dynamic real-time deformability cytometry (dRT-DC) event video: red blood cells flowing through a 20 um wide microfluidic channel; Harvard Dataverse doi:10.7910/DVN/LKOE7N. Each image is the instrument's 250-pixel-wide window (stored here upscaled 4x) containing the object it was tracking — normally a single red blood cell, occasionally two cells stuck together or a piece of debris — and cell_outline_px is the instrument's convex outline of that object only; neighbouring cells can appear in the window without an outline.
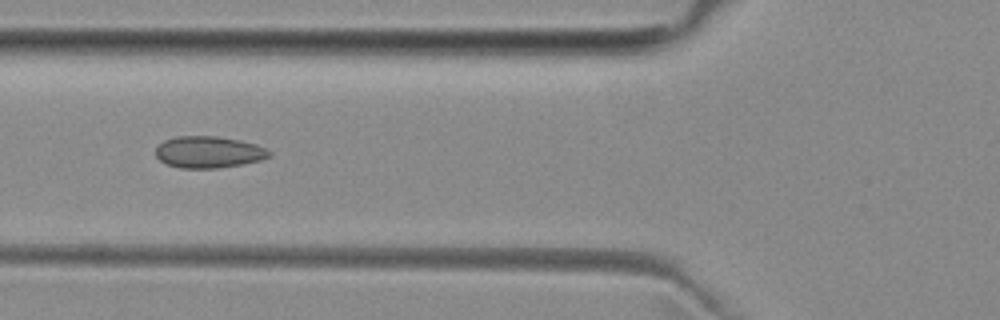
{"species": "common noctule bat (a hibernating species)", "species_latin": "Nyctalus noctula", "temperature_condition": "room temperature", "stored_images_in_passage": 8, "camera_frame_rate_fps": 3000, "um_per_image_px": 0.085, "animal": {"sex": "female", "body_mass_g": 29.2, "forearm_length_mm": 56.3}, "frame": {"image": 1, "passage_image": 6, "time_ms": 6.0, "image_size_px": [1000, 320], "cell_outline_px": [[272, 156], [260, 160], [244, 164], [216, 168], [180, 168], [168, 164], [160, 160], [156, 156], [156, 148], [164, 140], [176, 136], [216, 136], [240, 140], [256, 144], [272, 152]], "centroid_in_image_um": [17.75, 12.92], "position_along_channel_um": 108.0, "area_um2": 20.98}}
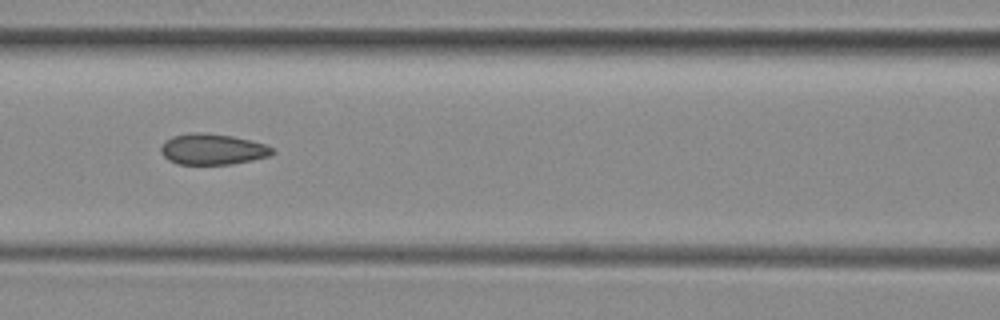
{"frame": {"image": 2, "passage_image": 7, "time_ms": 7.0, "image_size_px": [1000, 320], "cell_outline_px": [[276, 152], [268, 156], [252, 160], [232, 164], [176, 164], [168, 160], [160, 152], [160, 148], [164, 140], [172, 136], [192, 132], [204, 132], [232, 136], [264, 144], [272, 148]], "centroid_in_image_um": [18.01, 12.68], "position_along_channel_um": 148.6, "area_um2": 20.11}}
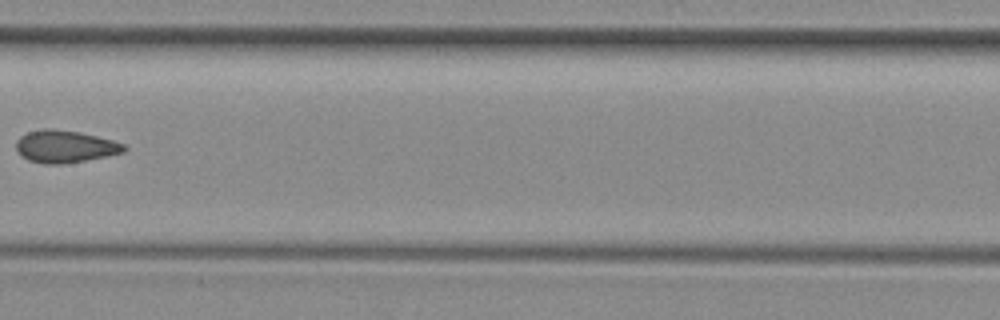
{"frame": {"image": 3, "passage_image": 8, "time_ms": 8.333, "image_size_px": [1000, 320], "cell_outline_px": [[128, 148], [124, 152], [108, 156], [64, 164], [44, 164], [28, 160], [20, 156], [16, 152], [16, 140], [20, 136], [28, 132], [44, 128], [48, 128], [80, 132], [112, 140], [124, 144]], "centroid_in_image_um": [5.5, 12.46], "position_along_channel_um": 201.9, "area_um2": 20.52}}